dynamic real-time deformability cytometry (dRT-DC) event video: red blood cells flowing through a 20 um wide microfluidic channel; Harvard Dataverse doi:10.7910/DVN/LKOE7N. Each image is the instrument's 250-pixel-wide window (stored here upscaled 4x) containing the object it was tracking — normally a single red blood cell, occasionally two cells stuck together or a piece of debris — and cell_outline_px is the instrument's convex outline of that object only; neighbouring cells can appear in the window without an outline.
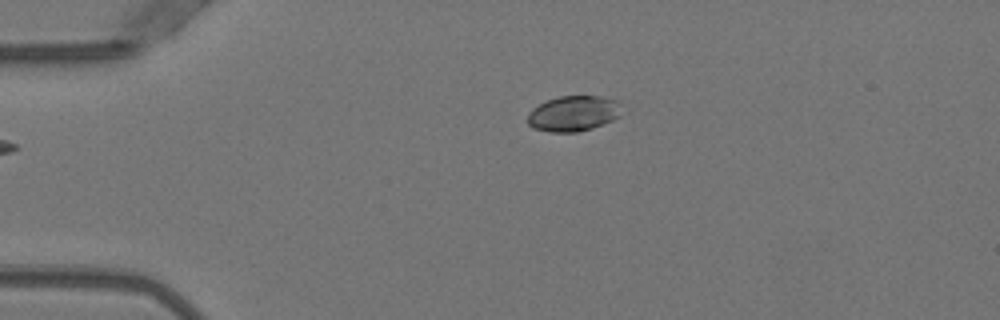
{"species": "Egyptian fruit bat (a non-hibernating species)", "species_latin": "Rousettus aegyptiacus", "temperature_condition": "warm", "stored_images_in_passage": 41, "camera_frame_rate_fps": 3000, "um_per_image_px": 0.085, "animal": {"sex": "female"}, "frame": {"image": 1, "passage_image": 1, "time_ms": 0.0, "image_size_px": [1000, 320], "cell_outline_px": [[620, 116], [612, 120], [592, 128], [580, 132], [552, 132], [532, 128], [528, 124], [528, 112], [532, 108], [548, 100], [560, 96], [600, 96], [620, 100]], "centroid_in_image_um": [48.75, 9.65], "position_along_channel_um": 36.3, "area_um2": 19.54}}
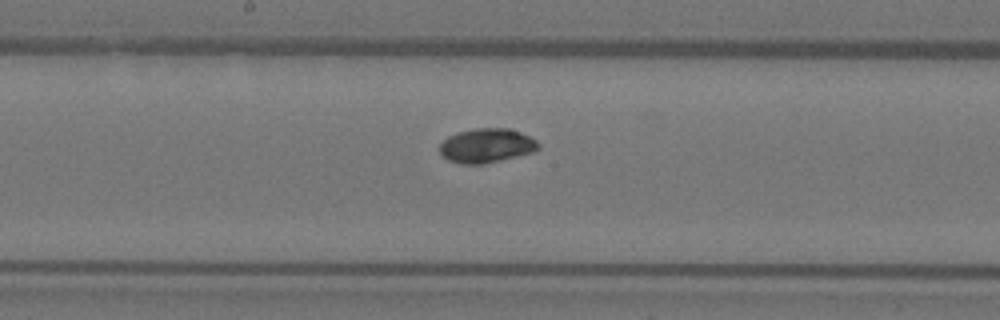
{"frame": {"image": 2, "passage_image": 17, "time_ms": 5.333, "image_size_px": [1000, 320], "cell_outline_px": [[540, 148], [532, 152], [484, 164], [460, 164], [448, 160], [440, 152], [440, 144], [448, 136], [460, 132], [476, 128], [508, 128], [520, 132], [536, 140], [540, 144]], "centroid_in_image_um": [41.36, 12.38], "position_along_channel_um": 206.8, "area_um2": 19.54}}
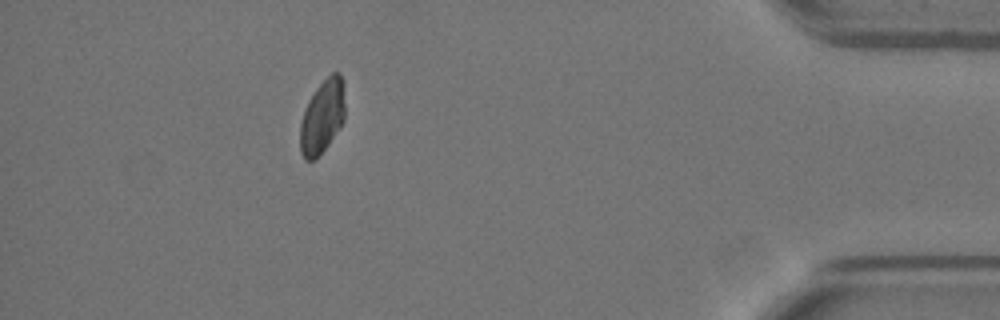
{"frame": {"image": 3, "passage_image": 36, "time_ms": 11.667, "image_size_px": [1000, 320], "cell_outline_px": [[344, 120], [340, 128], [328, 144], [312, 160], [304, 160], [300, 152], [300, 124], [304, 112], [316, 88], [332, 72], [340, 72], [344, 104]], "centroid_in_image_um": [27.39, 9.94], "position_along_channel_um": 407.8, "area_um2": 18.67}, "authors_computed_cell_mechanics": {"area_um2": 19.3052, "velocity_mm_per_s": 3.9674, "shape_relaxation_time_tau1_ms": 4.004, "shape_relaxation_time_tau2_ms": null, "deformation_change_tau1": 0.1176, "deformation_change_tau2": null}}